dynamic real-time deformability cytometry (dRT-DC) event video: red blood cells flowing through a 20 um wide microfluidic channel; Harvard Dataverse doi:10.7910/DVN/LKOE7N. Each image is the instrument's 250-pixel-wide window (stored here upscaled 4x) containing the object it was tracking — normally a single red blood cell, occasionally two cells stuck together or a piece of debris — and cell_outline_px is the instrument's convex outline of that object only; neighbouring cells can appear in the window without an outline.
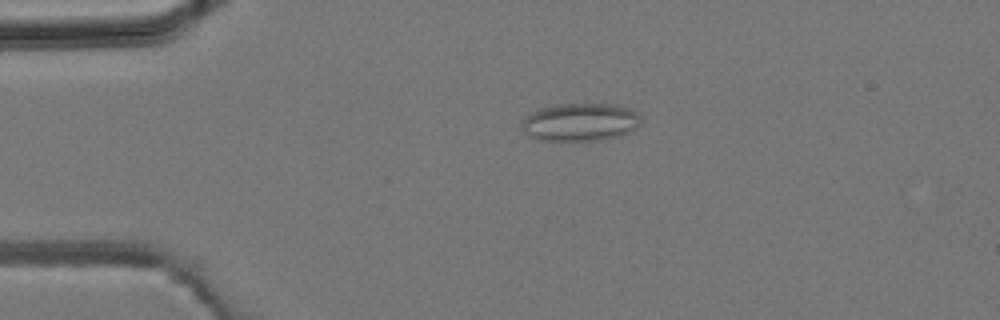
{"species": "common noctule bat (a hibernating species)", "species_latin": "Nyctalus noctula", "temperature_condition": "room temperature", "stored_images_in_passage": 34, "camera_frame_rate_fps": 3000, "um_per_image_px": 0.085, "animal": {"sex": "male", "body_mass_g": 19.2, "forearm_length_mm": 51.8}, "frame": {"image": 1, "passage_image": 2, "time_ms": 0.333, "image_size_px": [1000, 320], "cell_outline_px": [[640, 124], [636, 128], [620, 136], [600, 140], [544, 140], [528, 136], [524, 128], [524, 116], [540, 108], [564, 104], [608, 104], [628, 108], [636, 112], [640, 116]], "centroid_in_image_um": [49.35, 10.38], "position_along_channel_um": 35.7, "area_um2": 25.89}}
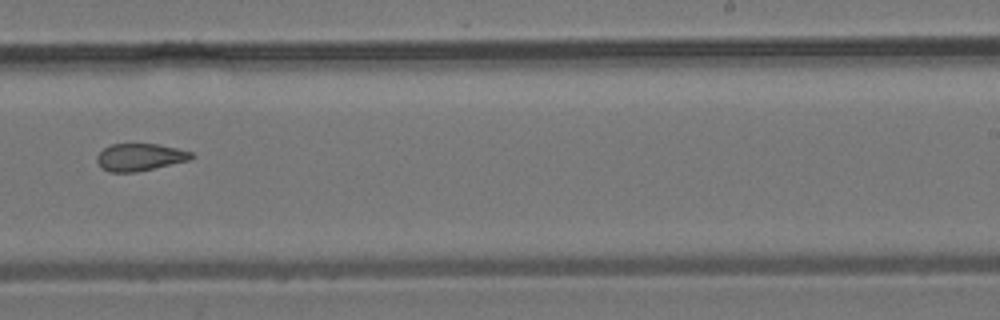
{"frame": {"image": 2, "passage_image": 19, "time_ms": 6.0, "image_size_px": [1000, 320], "cell_outline_px": [[196, 156], [188, 160], [136, 172], [108, 172], [100, 168], [96, 160], [96, 156], [104, 148], [112, 144], [156, 144], [176, 148], [192, 152]], "centroid_in_image_um": [11.85, 13.36], "position_along_channel_um": 277.1, "area_um2": 14.97}}
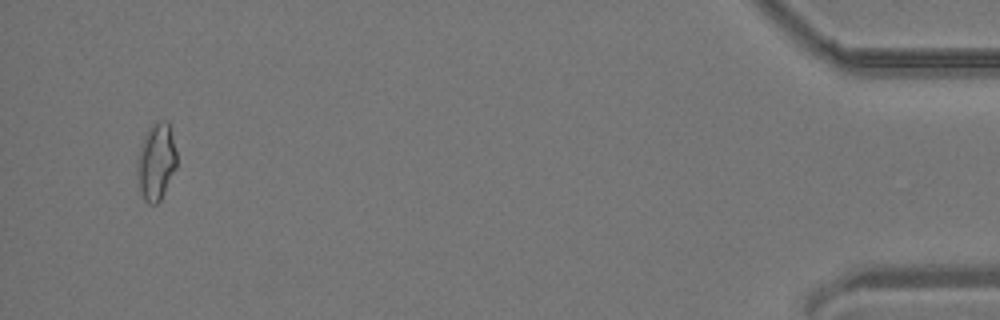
{"frame": {"image": 3, "passage_image": 33, "time_ms": 10.667, "image_size_px": [1000, 320], "cell_outline_px": [[176, 168], [160, 200], [156, 204], [148, 204], [144, 200], [140, 192], [136, 168], [136, 160], [144, 136], [148, 128], [156, 120], [168, 120], [176, 152]], "centroid_in_image_um": [13.26, 13.73], "position_along_channel_um": 421.9, "area_um2": 17.8}}